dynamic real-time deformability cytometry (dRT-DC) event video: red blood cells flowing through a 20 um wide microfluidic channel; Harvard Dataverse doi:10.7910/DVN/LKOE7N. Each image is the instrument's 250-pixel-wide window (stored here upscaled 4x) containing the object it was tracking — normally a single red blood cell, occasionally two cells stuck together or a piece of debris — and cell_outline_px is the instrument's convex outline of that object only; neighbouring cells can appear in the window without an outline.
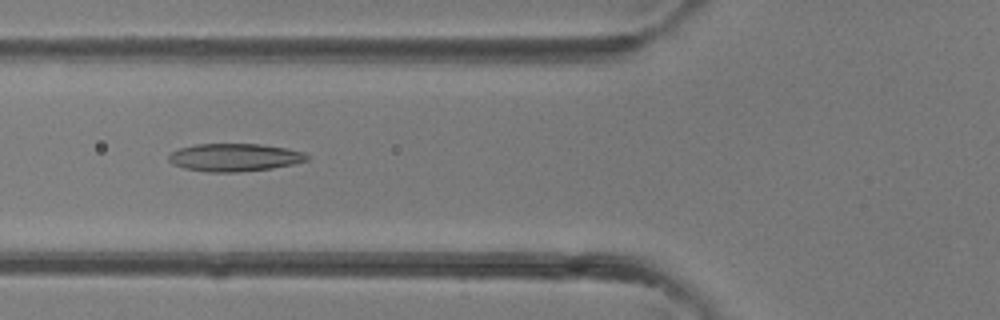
{"species": "common noctule bat (a hibernating species)", "species_latin": "Nyctalus noctula", "temperature_condition": "room temperature", "stored_images_in_passage": 39, "camera_frame_rate_fps": 3000, "um_per_image_px": 0.085, "animal": {"sex": "female"}, "frame": {"image": 1, "passage_image": 13, "time_ms": 4.0, "image_size_px": [1000, 320], "cell_outline_px": [[308, 160], [292, 164], [272, 168], [236, 172], [208, 172], [184, 168], [172, 164], [168, 160], [168, 156], [172, 152], [180, 148], [196, 144], [260, 144], [288, 148], [304, 152], [308, 156]], "centroid_in_image_um": [19.93, 13.38], "position_along_channel_um": 105.9, "area_um2": 22.37}}
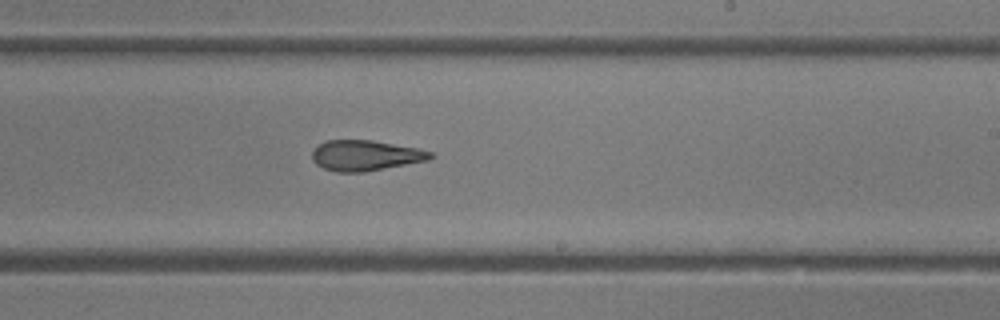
{"frame": {"image": 2, "passage_image": 22, "time_ms": 7.0, "image_size_px": [1000, 320], "cell_outline_px": [[436, 156], [428, 160], [364, 172], [336, 172], [324, 168], [316, 164], [312, 160], [312, 152], [320, 144], [328, 140], [372, 140], [416, 148], [432, 152]], "centroid_in_image_um": [31.07, 13.22], "position_along_channel_um": 257.9, "area_um2": 20.87}}
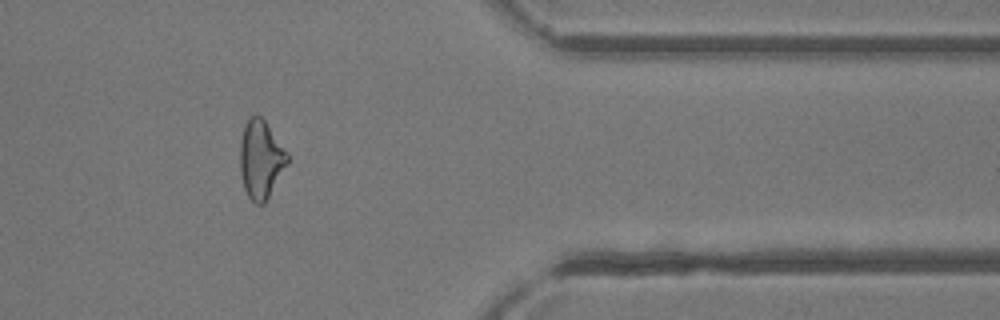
{"frame": {"image": 3, "passage_image": 31, "time_ms": 10.0, "image_size_px": [1000, 320], "cell_outline_px": [[288, 164], [264, 204], [256, 204], [248, 196], [244, 188], [240, 172], [240, 140], [244, 124], [248, 116], [260, 116], [264, 120], [288, 152]], "centroid_in_image_um": [22.16, 13.53], "position_along_channel_um": 389.2, "area_um2": 21.68}}